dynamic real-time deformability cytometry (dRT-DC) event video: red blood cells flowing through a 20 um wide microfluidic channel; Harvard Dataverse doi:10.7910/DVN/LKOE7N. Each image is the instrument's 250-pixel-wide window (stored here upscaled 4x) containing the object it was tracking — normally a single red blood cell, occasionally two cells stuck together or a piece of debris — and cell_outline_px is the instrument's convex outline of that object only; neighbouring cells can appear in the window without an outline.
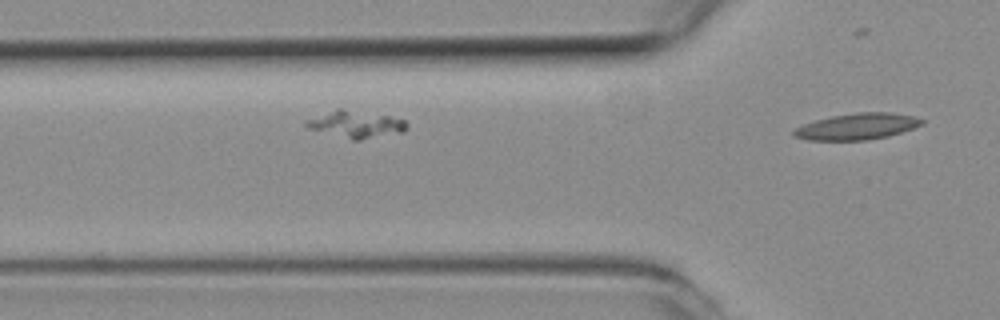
{"species": "common noctule bat (a hibernating species)", "species_latin": "Nyctalus noctula", "temperature_condition": "room temperature", "stored_images_in_passage": 5, "segment_of_instrument_passage": [2, 2], "camera_frame_rate_fps": 3000, "um_per_image_px": 0.085, "animal": {"sex": "female", "body_mass_g": 19.3, "forearm_length_mm": 54.1}, "frame": {"image": 1, "passage_image": 5, "time_ms": 1.333, "image_size_px": [1000, 320], "cell_outline_px": [[924, 124], [888, 136], [868, 140], [808, 140], [792, 136], [792, 132], [796, 128], [804, 124], [816, 120], [832, 116], [856, 112], [892, 112], [916, 116], [924, 120]], "centroid_in_image_um": [72.87, 10.74], "position_along_channel_um": 52.9, "area_um2": 19.65}}